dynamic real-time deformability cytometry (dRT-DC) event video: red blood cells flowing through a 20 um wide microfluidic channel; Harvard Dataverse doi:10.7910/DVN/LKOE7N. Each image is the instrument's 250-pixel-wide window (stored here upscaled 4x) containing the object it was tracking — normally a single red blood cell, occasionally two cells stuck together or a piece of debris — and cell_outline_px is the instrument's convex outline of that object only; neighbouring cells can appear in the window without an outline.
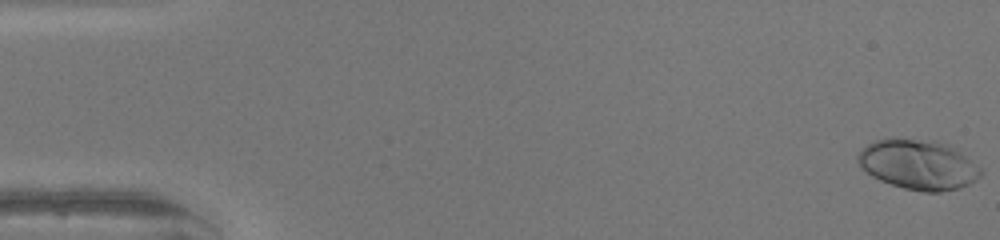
{"species": "human", "species_latin": "Homo sapiens", "temperature_condition": "warm", "stored_images_in_passage": 49, "camera_frame_rate_fps": 3000, "um_per_image_px": 0.085, "donor": {"sex": "female"}, "frame": {"image": 1, "passage_image": 1, "time_ms": 0.0, "image_size_px": [1000, 240], "cell_outline_px": [[984, 172], [980, 176], [968, 184], [960, 188], [940, 192], [924, 192], [904, 188], [880, 180], [872, 176], [856, 160], [856, 156], [868, 144], [876, 140], [936, 140], [948, 144], [956, 148], [980, 168]], "centroid_in_image_um": [78.09, 14.01], "position_along_channel_um": 6.9, "area_um2": 35.14}}
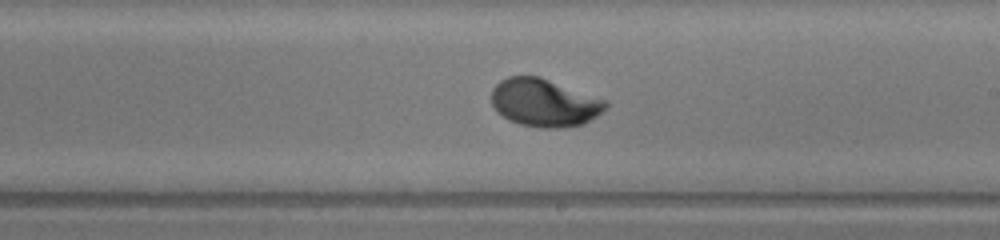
{"frame": {"image": 2, "passage_image": 29, "time_ms": 9.333, "image_size_px": [1000, 240], "cell_outline_px": [[608, 108], [584, 124], [556, 128], [540, 128], [520, 124], [508, 120], [496, 112], [492, 104], [492, 88], [500, 80], [508, 76], [540, 76], [608, 100]], "centroid_in_image_um": [46.27, 8.72], "position_along_channel_um": 242.7, "area_um2": 32.19}}
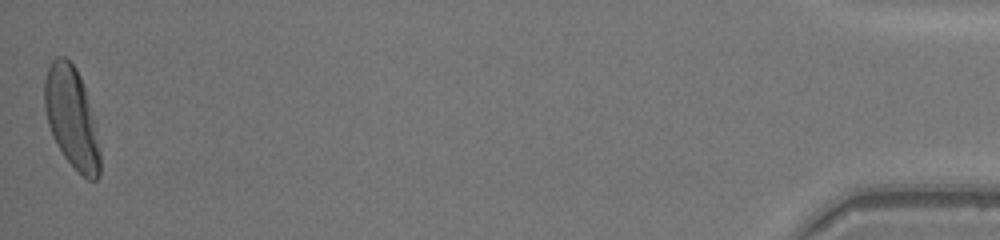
{"frame": {"image": 3, "passage_image": 49, "time_ms": 16.0, "image_size_px": [1000, 240], "cell_outline_px": [[100, 176], [96, 180], [88, 180], [64, 156], [48, 124], [44, 108], [44, 80], [48, 68], [52, 60], [56, 56], [64, 56], [76, 68], [80, 76], [96, 124], [100, 152]], "centroid_in_image_um": [6.1, 9.98], "position_along_channel_um": 429.1, "area_um2": 32.31}, "authors_computed_cell_mechanics": {"area_um2": 31.212, "velocity_mm_per_s": 4.2712, "shape_relaxation_time_tau1_ms": 2.0222, "shape_relaxation_time_tau2_ms": null, "deformation_change_tau1": 0.1952, "deformation_change_tau2": null}}